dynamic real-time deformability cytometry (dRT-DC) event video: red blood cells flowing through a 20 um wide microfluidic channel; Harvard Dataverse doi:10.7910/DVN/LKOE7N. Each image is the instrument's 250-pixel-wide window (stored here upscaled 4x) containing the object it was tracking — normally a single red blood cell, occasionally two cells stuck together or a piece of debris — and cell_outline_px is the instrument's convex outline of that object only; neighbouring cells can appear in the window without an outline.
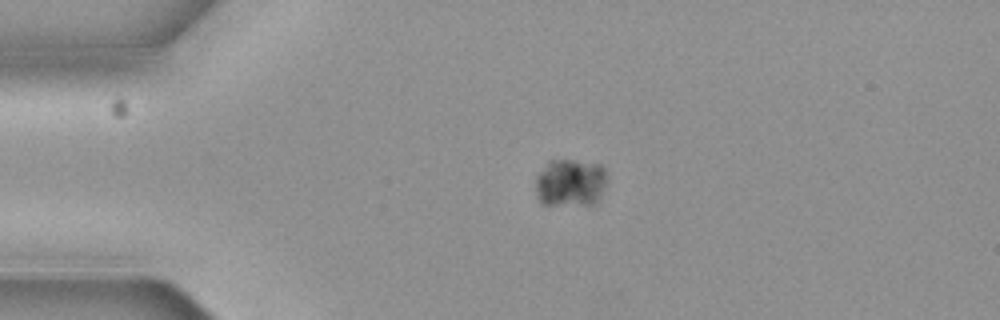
{"species": "common noctule bat (a hibernating species)", "species_latin": "Nyctalus noctula", "temperature_condition": "cold", "stored_images_in_passage": 2, "camera_frame_rate_fps": 3000, "um_per_image_px": 0.085, "animal": {"sex": "female", "body_mass_g": 19.3, "forearm_length_mm": 54.1}, "frame": {"image": 1, "passage_image": 1, "time_ms": 0.0, "image_size_px": [1000, 320], "cell_outline_px": [[608, 180], [600, 196], [592, 204], [544, 204], [540, 200], [536, 192], [536, 176], [548, 160], [572, 160], [600, 164], [604, 168]], "centroid_in_image_um": [48.49, 15.5], "position_along_channel_um": 36.5, "area_um2": 19.77}}